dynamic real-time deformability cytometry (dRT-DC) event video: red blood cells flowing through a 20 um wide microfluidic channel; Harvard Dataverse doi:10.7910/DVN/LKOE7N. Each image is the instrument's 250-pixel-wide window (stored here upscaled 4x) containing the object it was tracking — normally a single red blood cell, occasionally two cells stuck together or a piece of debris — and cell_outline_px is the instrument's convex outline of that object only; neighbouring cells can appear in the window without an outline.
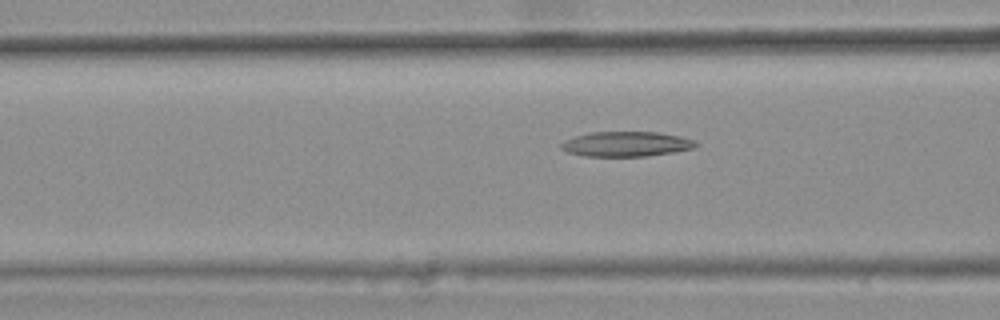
{"species": "common noctule bat (a hibernating species)", "species_latin": "Nyctalus noctula", "temperature_condition": "warm", "stored_images_in_passage": 13, "camera_frame_rate_fps": 3000, "um_per_image_px": 0.085, "animal": {"sex": "female", "body_mass_g": 25.1}, "frame": {"image": 1, "passage_image": 11, "time_ms": 3.333, "image_size_px": [1000, 320], "cell_outline_px": [[700, 144], [692, 148], [676, 152], [648, 156], [584, 156], [568, 152], [560, 148], [560, 144], [564, 140], [588, 132], [656, 132], [680, 136], [696, 140]], "centroid_in_image_um": [53.25, 12.24], "position_along_channel_um": 113.4, "area_um2": 19.71}}